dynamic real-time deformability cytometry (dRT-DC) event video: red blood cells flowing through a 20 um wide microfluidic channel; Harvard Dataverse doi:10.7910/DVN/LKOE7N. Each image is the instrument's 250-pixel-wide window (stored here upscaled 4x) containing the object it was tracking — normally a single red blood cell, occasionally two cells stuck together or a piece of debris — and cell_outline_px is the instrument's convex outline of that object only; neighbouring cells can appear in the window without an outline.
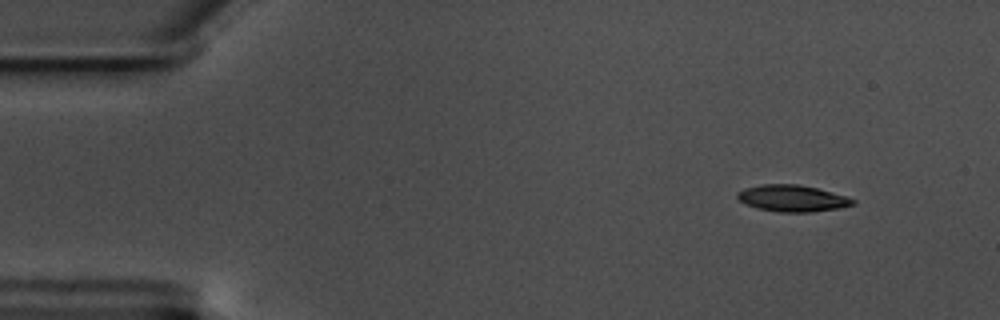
{"species": "common noctule bat (a hibernating species)", "species_latin": "Nyctalus noctula", "temperature_condition": "warm", "stored_images_in_passage": 12, "camera_frame_rate_fps": 3000, "um_per_image_px": 0.085, "animal": {"sex": "male", "body_mass_g": 17.5, "forearm_length_mm": 52.3}, "frame": {"image": 1, "passage_image": 1, "time_ms": 0.0, "image_size_px": [1000, 320], "cell_outline_px": [[856, 204], [840, 208], [812, 212], [780, 212], [760, 208], [744, 204], [736, 196], [736, 192], [744, 188], [760, 184], [796, 184], [816, 188], [848, 196], [856, 200]], "centroid_in_image_um": [67.36, 16.85], "position_along_channel_um": 17.6, "area_um2": 17.98}}
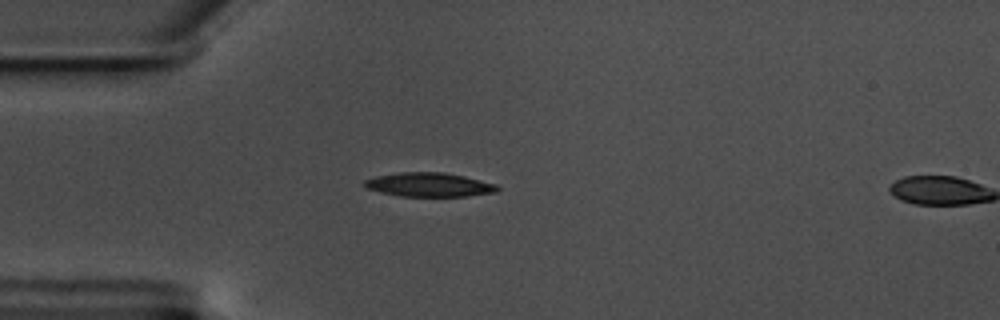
{"frame": {"image": 2, "passage_image": 11, "time_ms": 3.333, "image_size_px": [1000, 320], "cell_outline_px": [[500, 188], [496, 192], [468, 196], [400, 196], [380, 192], [368, 188], [364, 184], [364, 180], [376, 176], [400, 172], [444, 172], [464, 176], [496, 184]], "centroid_in_image_um": [36.49, 15.7], "position_along_channel_um": 48.5, "area_um2": 18.5}}